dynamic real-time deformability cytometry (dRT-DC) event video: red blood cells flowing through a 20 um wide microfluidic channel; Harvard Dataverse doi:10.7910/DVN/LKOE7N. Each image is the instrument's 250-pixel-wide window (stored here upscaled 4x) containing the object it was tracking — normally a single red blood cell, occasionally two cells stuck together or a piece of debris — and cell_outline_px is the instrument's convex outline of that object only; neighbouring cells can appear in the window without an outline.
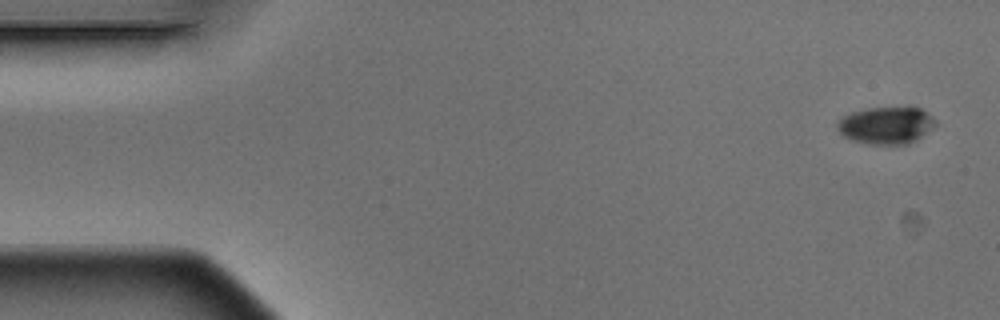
{"species": "Egyptian fruit bat (a non-hibernating species)", "species_latin": "Rousettus aegyptiacus", "temperature_condition": "warm", "stored_images_in_passage": 6, "camera_frame_rate_fps": 3000, "um_per_image_px": 0.085, "animal": {"sex": "male"}, "frame": {"image": 1, "passage_image": 1, "time_ms": 0.0, "image_size_px": [1000, 320], "cell_outline_px": [[936, 124], [932, 128], [916, 140], [908, 144], [868, 144], [852, 140], [844, 136], [836, 128], [836, 120], [852, 112], [868, 108], [920, 108], [932, 116], [936, 120]], "centroid_in_image_um": [75.3, 10.66], "position_along_channel_um": 9.7, "area_um2": 21.15}}